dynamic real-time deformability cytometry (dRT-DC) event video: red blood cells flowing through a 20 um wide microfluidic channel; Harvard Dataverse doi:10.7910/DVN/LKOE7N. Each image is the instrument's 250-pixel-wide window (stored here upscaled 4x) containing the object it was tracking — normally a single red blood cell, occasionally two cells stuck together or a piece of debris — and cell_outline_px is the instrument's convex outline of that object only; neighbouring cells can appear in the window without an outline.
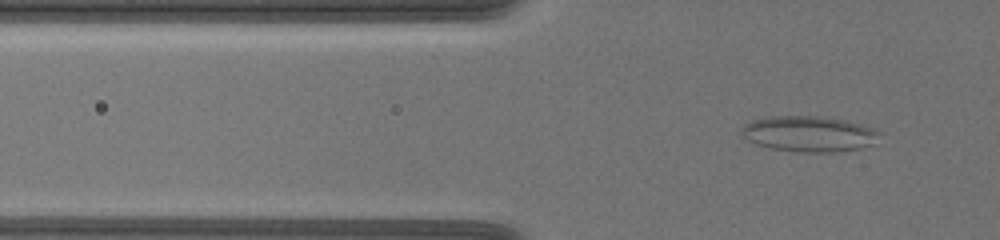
{"species": "common noctule bat (a hibernating species)", "species_latin": "Nyctalus noctula", "temperature_condition": "warm", "stored_images_in_passage": 60, "camera_frame_rate_fps": 3000, "um_per_image_px": 0.085, "animal": {"sex": "female", "body_mass_g": 19.5, "forearm_length_mm": 54.1}, "frame": {"image": 1, "passage_image": 23, "time_ms": 7.333, "image_size_px": [1000, 240], "cell_outline_px": [[880, 132], [876, 144], [860, 148], [836, 152], [800, 152], [772, 148], [756, 144], [748, 140], [740, 132], [740, 128], [744, 124], [752, 120], [768, 116], [816, 116], [844, 120], [860, 124], [872, 128]], "centroid_in_image_um": [68.75, 11.38], "position_along_channel_um": 57.0, "area_um2": 28.73}}
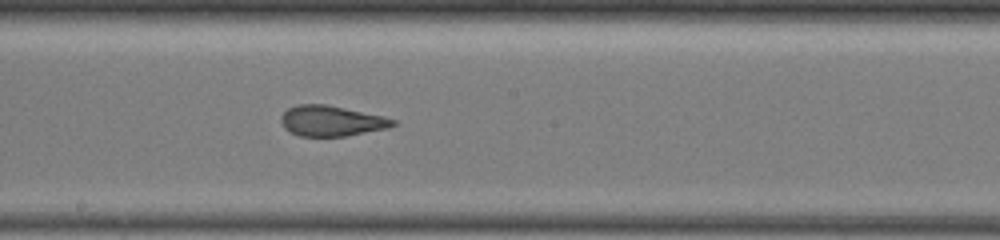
{"frame": {"image": 2, "passage_image": 39, "time_ms": 12.667, "image_size_px": [1000, 240], "cell_outline_px": [[396, 124], [388, 128], [344, 136], [300, 136], [284, 128], [280, 120], [280, 116], [288, 108], [296, 104], [324, 104], [384, 116], [396, 120]], "centroid_in_image_um": [28.15, 10.27], "position_along_channel_um": 220.0, "area_um2": 19.77}}
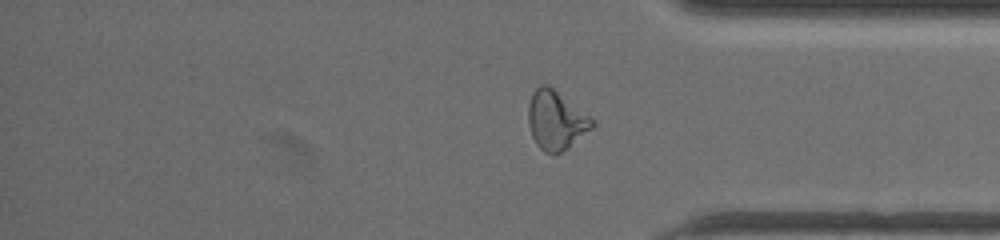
{"frame": {"image": 3, "passage_image": 54, "time_ms": 17.667, "image_size_px": [1000, 240], "cell_outline_px": [[596, 124], [592, 128], [568, 148], [552, 156], [544, 152], [536, 144], [532, 136], [528, 124], [528, 104], [532, 92], [540, 84], [548, 84], [596, 120]], "centroid_in_image_um": [47.26, 10.22], "position_along_channel_um": 387.9, "area_um2": 22.25}}